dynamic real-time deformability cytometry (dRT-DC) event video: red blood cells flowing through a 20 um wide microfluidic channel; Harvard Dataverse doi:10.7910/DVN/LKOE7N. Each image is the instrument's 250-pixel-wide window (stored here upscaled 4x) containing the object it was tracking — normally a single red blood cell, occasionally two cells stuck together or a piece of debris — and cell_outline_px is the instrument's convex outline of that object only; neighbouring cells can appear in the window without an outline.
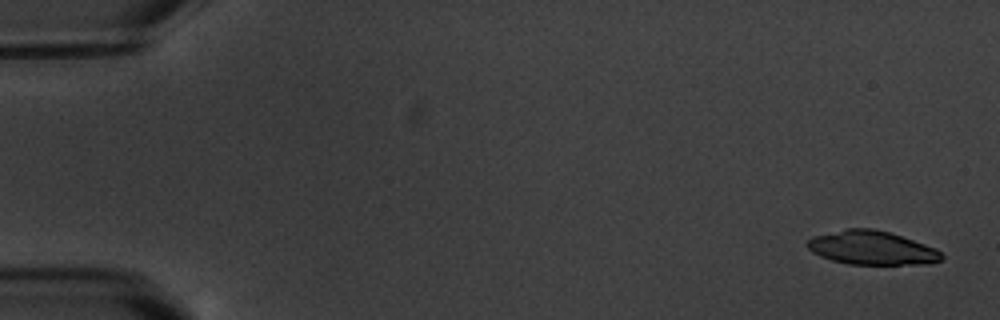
{"species": "common noctule bat (a hibernating species)", "species_latin": "Nyctalus noctula", "temperature_condition": "warm", "stored_images_in_passage": 3, "camera_frame_rate_fps": 3000, "um_per_image_px": 0.085, "animal": {"sex": "male", "body_mass_g": 20.1, "forearm_length_mm": 53.5}, "frame": {"image": 1, "passage_image": 1, "time_ms": 0.0, "image_size_px": [1000, 320], "cell_outline_px": [[944, 256], [940, 260], [932, 264], [848, 264], [832, 260], [820, 256], [812, 252], [808, 248], [808, 240], [812, 236], [848, 228], [872, 228], [888, 232], [936, 248]], "centroid_in_image_um": [74.1, 21.07], "position_along_channel_um": 10.9, "area_um2": 26.24}}